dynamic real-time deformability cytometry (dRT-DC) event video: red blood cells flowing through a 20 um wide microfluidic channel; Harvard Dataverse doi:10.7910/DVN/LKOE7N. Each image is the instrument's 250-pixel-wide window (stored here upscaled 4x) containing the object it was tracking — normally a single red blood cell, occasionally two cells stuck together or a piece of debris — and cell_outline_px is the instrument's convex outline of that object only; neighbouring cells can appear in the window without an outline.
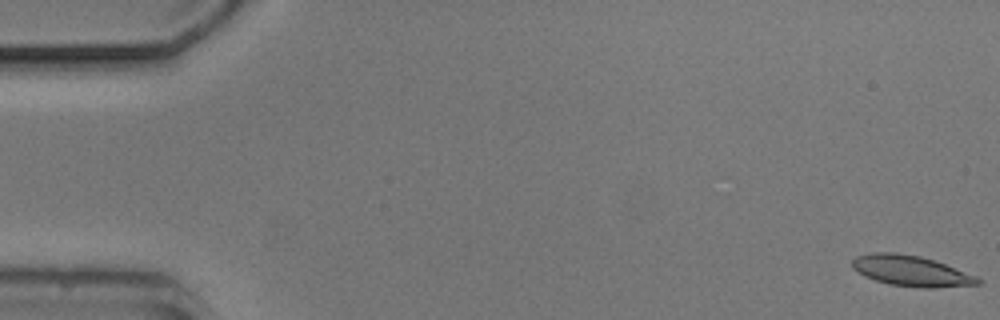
{"species": "common noctule bat (a hibernating species)", "species_latin": "Nyctalus noctula", "temperature_condition": "cold", "stored_images_in_passage": 54, "camera_frame_rate_fps": 3000, "um_per_image_px": 0.085, "animal": {"sex": "male", "body_mass_g": 20.5, "forearm_length_mm": 52.5}, "frame": {"image": 1, "passage_image": 1, "time_ms": 0.0, "image_size_px": [1000, 320], "cell_outline_px": [[984, 280], [980, 284], [932, 288], [924, 288], [892, 284], [876, 280], [864, 276], [852, 268], [852, 260], [856, 256], [872, 252], [896, 252], [920, 256], [944, 264], [976, 276]], "centroid_in_image_um": [77.43, 23.02], "position_along_channel_um": 7.6, "area_um2": 22.25}}
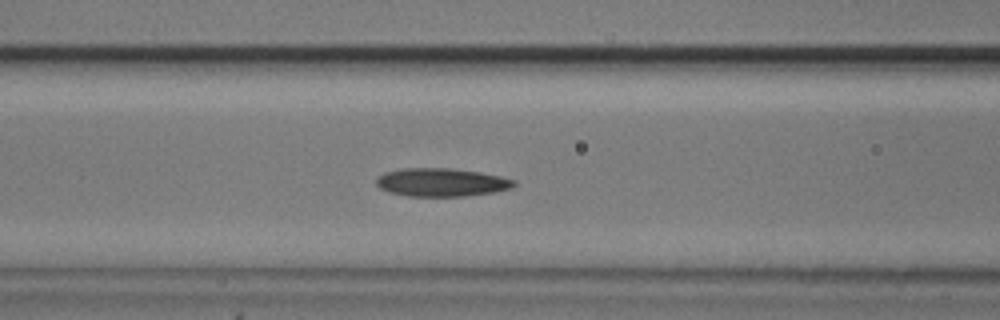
{"frame": {"image": 2, "passage_image": 22, "time_ms": 7.0, "image_size_px": [1000, 320], "cell_outline_px": [[516, 184], [512, 188], [496, 192], [464, 196], [408, 196], [388, 192], [380, 188], [376, 184], [376, 180], [384, 172], [400, 168], [452, 168], [480, 172], [500, 176], [516, 180]], "centroid_in_image_um": [37.54, 15.49], "position_along_channel_um": 129.1, "area_um2": 22.83}}
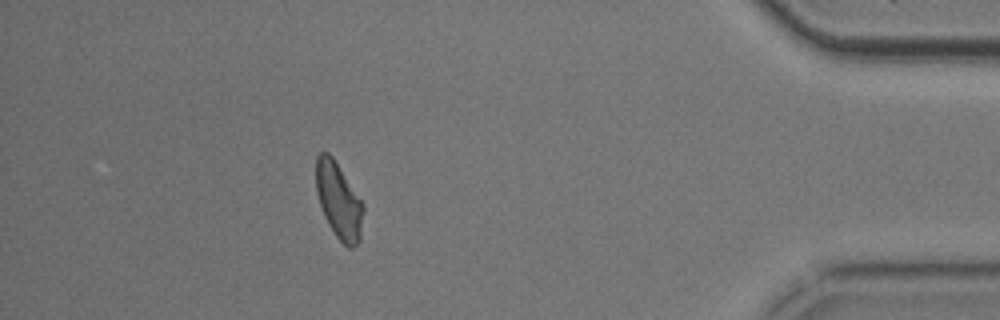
{"frame": {"image": 3, "passage_image": 48, "time_ms": 15.667, "image_size_px": [1000, 320], "cell_outline_px": [[364, 208], [360, 240], [352, 248], [348, 248], [336, 236], [328, 224], [324, 216], [316, 192], [316, 156], [320, 152], [328, 152], [332, 156], [364, 204]], "centroid_in_image_um": [28.79, 17.06], "position_along_channel_um": 406.4, "area_um2": 20.87}, "authors_computed_cell_mechanics": {"area_um2": 21.8773, "velocity_mm_per_s": 3.7691, "shape_relaxation_time_tau1_ms": 3.008, "shape_relaxation_time_tau2_ms": 3.1453, "deformation_change_tau1": 0.1283, "deformation_change_tau2": 0.1106}}